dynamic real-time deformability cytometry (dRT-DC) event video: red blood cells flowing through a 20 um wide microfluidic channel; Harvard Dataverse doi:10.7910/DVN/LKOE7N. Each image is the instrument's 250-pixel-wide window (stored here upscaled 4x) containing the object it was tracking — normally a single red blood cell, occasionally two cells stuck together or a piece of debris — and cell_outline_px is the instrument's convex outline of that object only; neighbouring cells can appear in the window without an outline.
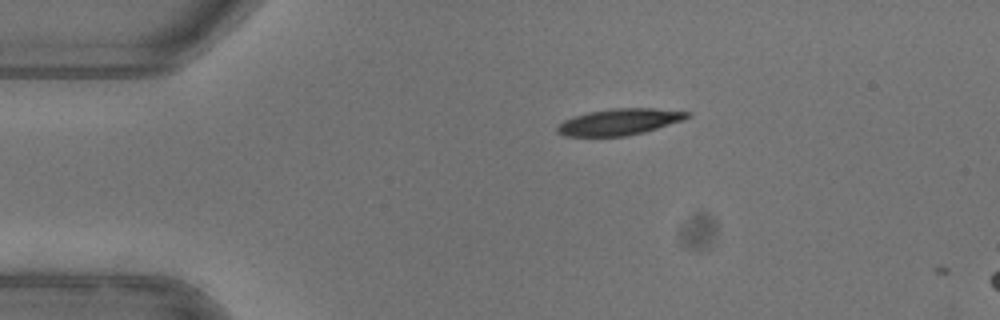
{"species": "common noctule bat (a hibernating species)", "species_latin": "Nyctalus noctula", "temperature_condition": "warm", "stored_images_in_passage": 3, "camera_frame_rate_fps": 3000, "um_per_image_px": 0.085, "animal": {"sex": "female"}, "frame": {"image": 1, "passage_image": 1, "time_ms": 0.0, "image_size_px": [1000, 320], "cell_outline_px": [[692, 116], [684, 120], [644, 132], [628, 136], [564, 136], [556, 132], [556, 128], [564, 120], [572, 116], [588, 112], [612, 108], [652, 108], [692, 112]], "centroid_in_image_um": [52.67, 10.35], "position_along_channel_um": 32.3, "area_um2": 20.11}}